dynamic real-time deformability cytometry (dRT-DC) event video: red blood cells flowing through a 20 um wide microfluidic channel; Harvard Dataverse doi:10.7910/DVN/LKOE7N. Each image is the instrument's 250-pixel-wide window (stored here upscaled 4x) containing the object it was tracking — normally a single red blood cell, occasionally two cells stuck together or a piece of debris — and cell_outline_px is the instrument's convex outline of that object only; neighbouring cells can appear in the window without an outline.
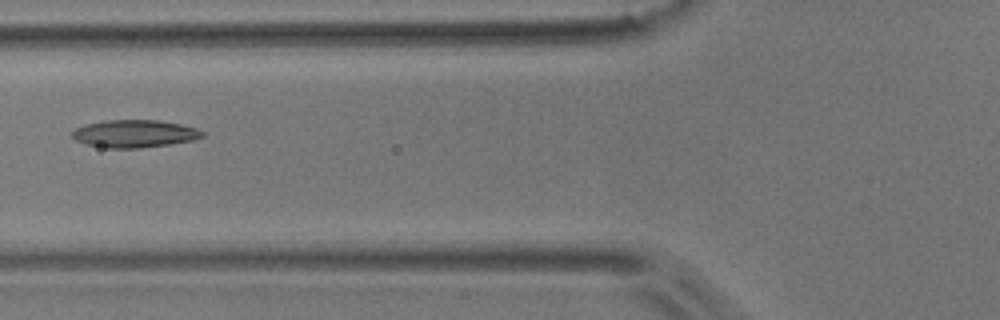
{"species": "common noctule bat (a hibernating species)", "species_latin": "Nyctalus noctula", "temperature_condition": "room temperature", "stored_images_in_passage": 8, "camera_frame_rate_fps": 3000, "um_per_image_px": 0.085, "animal": {"sex": "male", "body_mass_g": 17.9}, "frame": {"image": 1, "passage_image": 5, "time_ms": 1.333, "image_size_px": [1000, 320], "cell_outline_px": [[204, 136], [192, 140], [168, 144], [140, 148], [108, 148], [88, 144], [76, 140], [72, 136], [72, 132], [76, 128], [84, 124], [108, 120], [160, 120], [180, 124], [196, 128], [204, 132]], "centroid_in_image_um": [11.43, 11.35], "position_along_channel_um": 114.4, "area_um2": 20.75}}
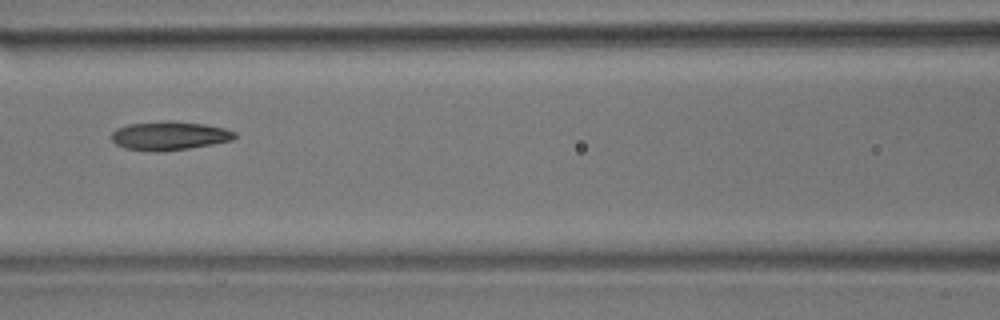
{"frame": {"image": 2, "passage_image": 6, "time_ms": 1.667, "image_size_px": [1000, 320], "cell_outline_px": [[236, 136], [232, 140], [212, 144], [188, 148], [156, 152], [124, 148], [116, 144], [112, 140], [112, 132], [116, 128], [128, 124], [168, 120], [172, 120], [204, 124], [224, 128], [236, 132]], "centroid_in_image_um": [14.38, 11.53], "position_along_channel_um": 152.2, "area_um2": 20.63}}
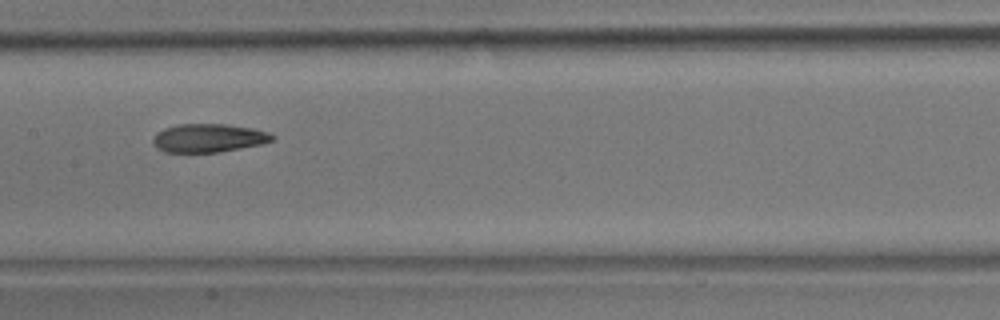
{"frame": {"image": 3, "passage_image": 7, "time_ms": 2.0, "image_size_px": [1000, 320], "cell_outline_px": [[276, 140], [260, 144], [220, 152], [164, 152], [156, 148], [152, 144], [152, 140], [156, 132], [164, 128], [180, 124], [228, 124], [252, 128], [268, 132], [276, 136]], "centroid_in_image_um": [17.72, 11.73], "position_along_channel_um": 189.7, "area_um2": 19.94}}